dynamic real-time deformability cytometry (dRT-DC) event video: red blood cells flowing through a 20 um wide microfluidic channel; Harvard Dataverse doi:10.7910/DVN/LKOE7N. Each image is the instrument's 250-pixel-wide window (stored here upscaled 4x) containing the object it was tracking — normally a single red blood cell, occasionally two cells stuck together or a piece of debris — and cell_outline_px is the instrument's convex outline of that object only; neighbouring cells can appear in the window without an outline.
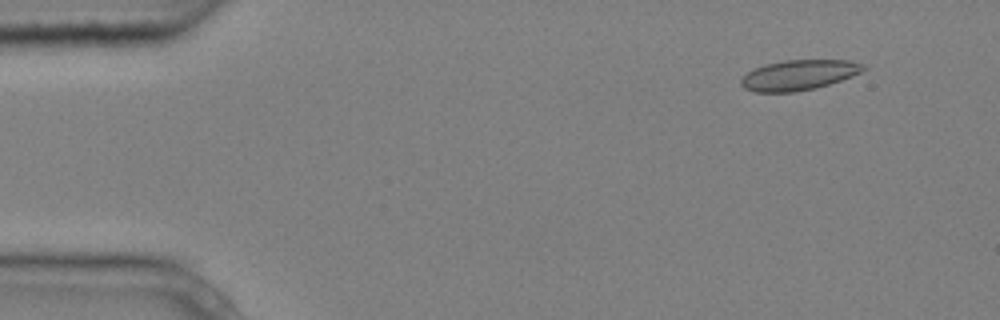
{"species": "common noctule bat (a hibernating species)", "species_latin": "Nyctalus noctula", "temperature_condition": "cold", "stored_images_in_passage": 5, "camera_frame_rate_fps": 3000, "um_per_image_px": 0.085, "animal": {"sex": "male", "body_mass_g": 20.4}, "frame": {"image": 1, "passage_image": 1, "time_ms": 0.0, "image_size_px": [1000, 320], "cell_outline_px": [[868, 68], [852, 76], [816, 88], [796, 92], [756, 92], [744, 88], [740, 84], [740, 80], [748, 72], [764, 64], [784, 60], [848, 60], [864, 64]], "centroid_in_image_um": [67.9, 6.37], "position_along_channel_um": 17.1, "area_um2": 21.5}}
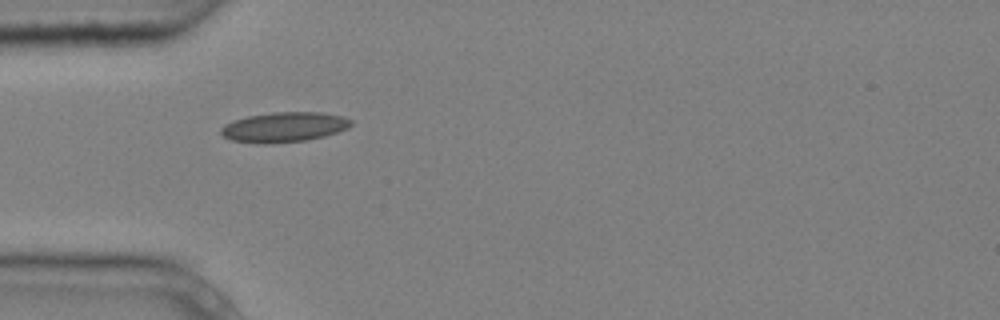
{"frame": {"image": 2, "passage_image": 4, "time_ms": 1.0, "image_size_px": [1000, 320], "cell_outline_px": [[352, 124], [348, 128], [324, 136], [304, 140], [264, 144], [232, 140], [224, 136], [220, 132], [220, 128], [224, 124], [248, 116], [272, 112], [320, 112], [344, 116], [352, 120]], "centroid_in_image_um": [24.16, 10.79], "position_along_channel_um": 60.8, "area_um2": 22.54}}
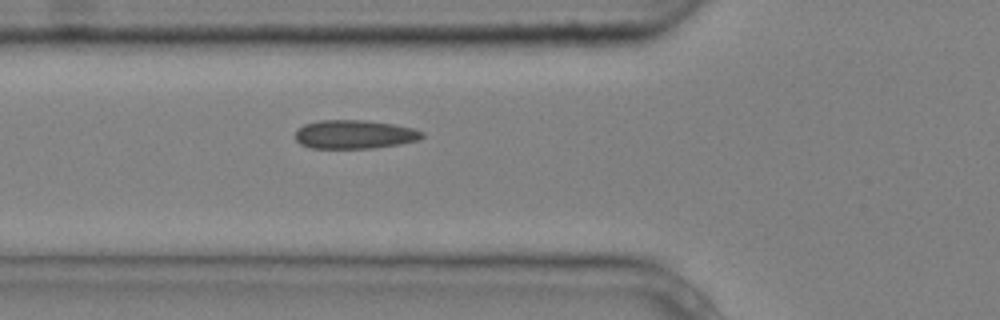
{"frame": {"image": 3, "passage_image": 5, "time_ms": 1.333, "image_size_px": [1000, 320], "cell_outline_px": [[424, 136], [416, 140], [400, 144], [372, 148], [312, 148], [300, 144], [296, 140], [296, 128], [304, 124], [320, 120], [368, 120], [392, 124], [412, 128], [424, 132]], "centroid_in_image_um": [30.1, 11.42], "position_along_channel_um": 95.7, "area_um2": 21.21}}